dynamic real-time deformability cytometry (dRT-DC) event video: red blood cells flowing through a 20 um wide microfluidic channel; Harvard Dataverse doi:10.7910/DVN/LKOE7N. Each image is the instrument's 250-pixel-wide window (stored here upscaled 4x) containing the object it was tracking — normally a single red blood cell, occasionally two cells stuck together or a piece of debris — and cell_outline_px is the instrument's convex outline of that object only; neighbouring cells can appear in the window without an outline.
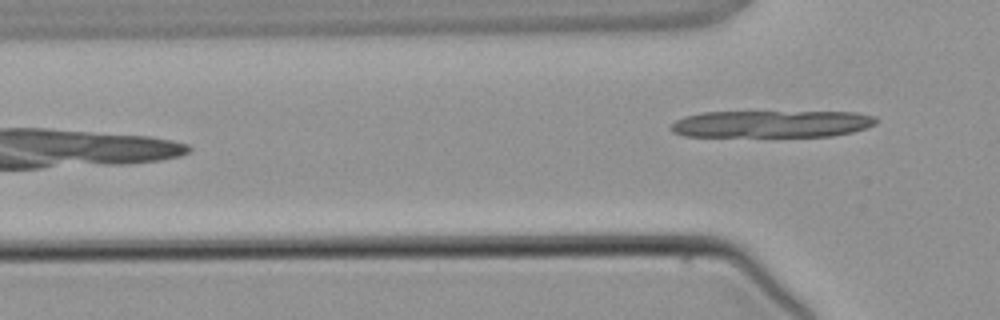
{"species": "common noctule bat (a hibernating species)", "species_latin": "Nyctalus noctula", "temperature_condition": "warm", "stored_images_in_passage": 4, "camera_frame_rate_fps": 3000, "um_per_image_px": 0.085, "animal": {"sex": "male", "body_mass_g": 21.5, "forearm_length_mm": 52.0}, "frame": {"image": 1, "passage_image": 4, "time_ms": 4.667, "image_size_px": [1000, 320], "cell_outline_px": [[876, 124], [852, 132], [832, 136], [684, 136], [672, 132], [672, 124], [676, 120], [684, 116], [700, 112], [856, 112], [876, 116]], "centroid_in_image_um": [65.59, 10.53], "position_along_channel_um": 60.2, "area_um2": 32.37}}